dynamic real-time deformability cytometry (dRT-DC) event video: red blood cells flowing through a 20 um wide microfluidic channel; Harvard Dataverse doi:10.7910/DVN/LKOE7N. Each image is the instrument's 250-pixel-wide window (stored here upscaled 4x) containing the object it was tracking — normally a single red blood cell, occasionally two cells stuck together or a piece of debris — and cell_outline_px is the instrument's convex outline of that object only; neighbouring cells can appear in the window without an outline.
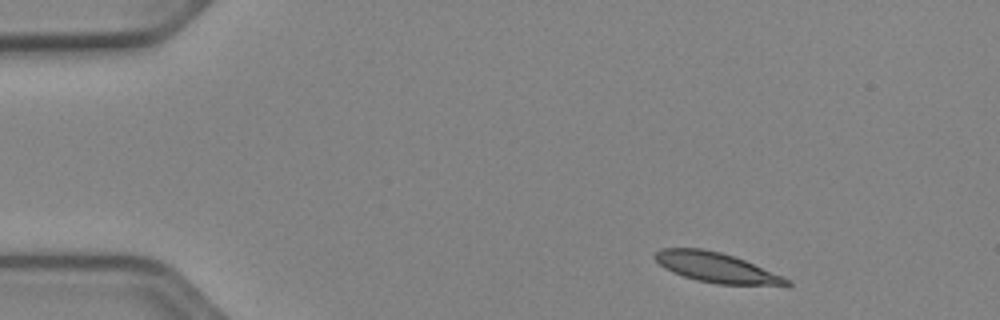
{"species": "Egyptian fruit bat (a non-hibernating species)", "species_latin": "Rousettus aegyptiacus", "temperature_condition": "cold", "stored_images_in_passage": 46, "camera_frame_rate_fps": 3000, "um_per_image_px": 0.085, "animal": {"sex": "female"}, "frame": {"image": 1, "passage_image": 1, "time_ms": 0.0, "image_size_px": [1000, 320], "cell_outline_px": [[792, 284], [788, 288], [716, 284], [696, 280], [672, 272], [664, 268], [652, 256], [660, 248], [700, 248], [720, 252], [744, 260], [784, 276], [792, 280]], "centroid_in_image_um": [61.03, 22.79], "position_along_channel_um": 24.0, "area_um2": 23.7}}
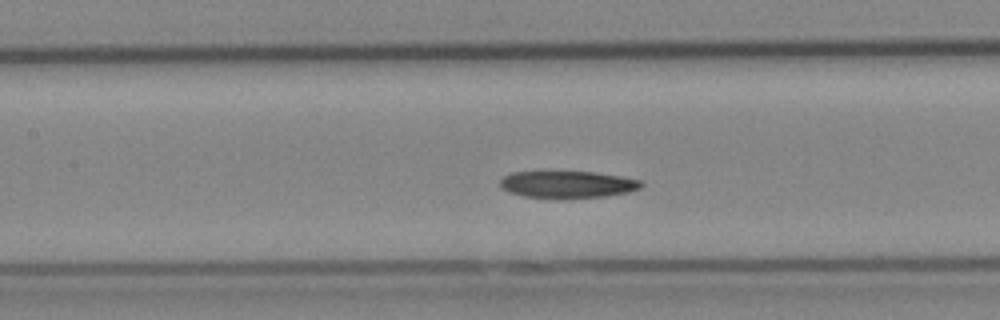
{"frame": {"image": 2, "passage_image": 18, "time_ms": 5.667, "image_size_px": [1000, 320], "cell_outline_px": [[644, 184], [640, 188], [628, 192], [604, 196], [556, 200], [524, 196], [508, 192], [500, 188], [500, 180], [504, 176], [512, 172], [596, 172], [620, 176], [640, 180]], "centroid_in_image_um": [48.21, 15.7], "position_along_channel_um": 159.2, "area_um2": 22.6}}
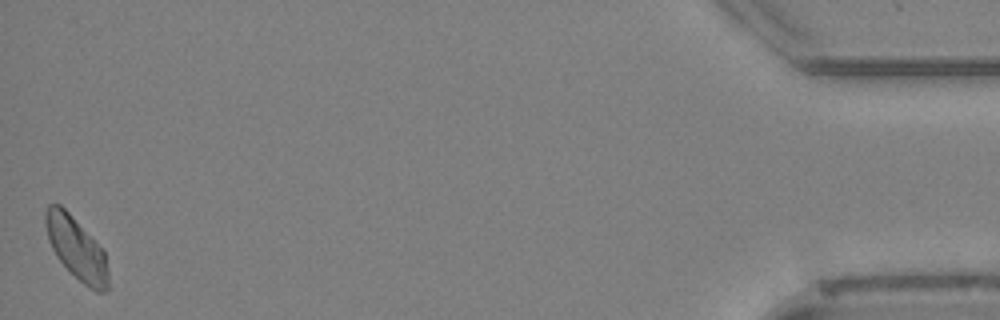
{"frame": {"image": 3, "passage_image": 46, "time_ms": 15.0, "image_size_px": [1000, 320], "cell_outline_px": [[108, 288], [104, 292], [96, 292], [84, 284], [56, 256], [48, 240], [44, 220], [44, 212], [48, 204], [60, 204], [104, 248], [108, 272]], "centroid_in_image_um": [6.5, 21.08], "position_along_channel_um": 428.7, "area_um2": 22.77}}